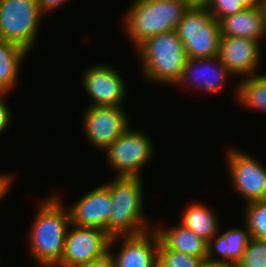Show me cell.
I'll list each match as a JSON object with an SVG mask.
<instances>
[{
  "label": "cell",
  "mask_w": 266,
  "mask_h": 267,
  "mask_svg": "<svg viewBox=\"0 0 266 267\" xmlns=\"http://www.w3.org/2000/svg\"><path fill=\"white\" fill-rule=\"evenodd\" d=\"M185 210L179 223L206 242L220 231L218 215L207 205L195 201L188 204Z\"/></svg>",
  "instance_id": "cell-19"
},
{
  "label": "cell",
  "mask_w": 266,
  "mask_h": 267,
  "mask_svg": "<svg viewBox=\"0 0 266 267\" xmlns=\"http://www.w3.org/2000/svg\"><path fill=\"white\" fill-rule=\"evenodd\" d=\"M61 201L51 194L40 203L28 232L29 253L41 267H55L63 255L70 216Z\"/></svg>",
  "instance_id": "cell-1"
},
{
  "label": "cell",
  "mask_w": 266,
  "mask_h": 267,
  "mask_svg": "<svg viewBox=\"0 0 266 267\" xmlns=\"http://www.w3.org/2000/svg\"><path fill=\"white\" fill-rule=\"evenodd\" d=\"M203 258L169 249L161 240L158 246V264L161 267H200Z\"/></svg>",
  "instance_id": "cell-23"
},
{
  "label": "cell",
  "mask_w": 266,
  "mask_h": 267,
  "mask_svg": "<svg viewBox=\"0 0 266 267\" xmlns=\"http://www.w3.org/2000/svg\"><path fill=\"white\" fill-rule=\"evenodd\" d=\"M208 0H202V6H206Z\"/></svg>",
  "instance_id": "cell-34"
},
{
  "label": "cell",
  "mask_w": 266,
  "mask_h": 267,
  "mask_svg": "<svg viewBox=\"0 0 266 267\" xmlns=\"http://www.w3.org/2000/svg\"><path fill=\"white\" fill-rule=\"evenodd\" d=\"M6 94H0V135L4 134L12 123V112L6 102Z\"/></svg>",
  "instance_id": "cell-26"
},
{
  "label": "cell",
  "mask_w": 266,
  "mask_h": 267,
  "mask_svg": "<svg viewBox=\"0 0 266 267\" xmlns=\"http://www.w3.org/2000/svg\"><path fill=\"white\" fill-rule=\"evenodd\" d=\"M188 8L182 0H135L121 24L136 49L151 36L176 30Z\"/></svg>",
  "instance_id": "cell-4"
},
{
  "label": "cell",
  "mask_w": 266,
  "mask_h": 267,
  "mask_svg": "<svg viewBox=\"0 0 266 267\" xmlns=\"http://www.w3.org/2000/svg\"><path fill=\"white\" fill-rule=\"evenodd\" d=\"M182 1H184L189 7L202 6V0H182Z\"/></svg>",
  "instance_id": "cell-32"
},
{
  "label": "cell",
  "mask_w": 266,
  "mask_h": 267,
  "mask_svg": "<svg viewBox=\"0 0 266 267\" xmlns=\"http://www.w3.org/2000/svg\"><path fill=\"white\" fill-rule=\"evenodd\" d=\"M200 267H231V266L204 260Z\"/></svg>",
  "instance_id": "cell-31"
},
{
  "label": "cell",
  "mask_w": 266,
  "mask_h": 267,
  "mask_svg": "<svg viewBox=\"0 0 266 267\" xmlns=\"http://www.w3.org/2000/svg\"><path fill=\"white\" fill-rule=\"evenodd\" d=\"M234 267H266V240L251 237Z\"/></svg>",
  "instance_id": "cell-24"
},
{
  "label": "cell",
  "mask_w": 266,
  "mask_h": 267,
  "mask_svg": "<svg viewBox=\"0 0 266 267\" xmlns=\"http://www.w3.org/2000/svg\"><path fill=\"white\" fill-rule=\"evenodd\" d=\"M43 16L36 0H0V40L32 51Z\"/></svg>",
  "instance_id": "cell-6"
},
{
  "label": "cell",
  "mask_w": 266,
  "mask_h": 267,
  "mask_svg": "<svg viewBox=\"0 0 266 267\" xmlns=\"http://www.w3.org/2000/svg\"><path fill=\"white\" fill-rule=\"evenodd\" d=\"M244 224L252 238L266 240V200L253 201L244 206Z\"/></svg>",
  "instance_id": "cell-22"
},
{
  "label": "cell",
  "mask_w": 266,
  "mask_h": 267,
  "mask_svg": "<svg viewBox=\"0 0 266 267\" xmlns=\"http://www.w3.org/2000/svg\"><path fill=\"white\" fill-rule=\"evenodd\" d=\"M72 267H115L114 260L109 251L105 255L91 261L78 263Z\"/></svg>",
  "instance_id": "cell-27"
},
{
  "label": "cell",
  "mask_w": 266,
  "mask_h": 267,
  "mask_svg": "<svg viewBox=\"0 0 266 267\" xmlns=\"http://www.w3.org/2000/svg\"><path fill=\"white\" fill-rule=\"evenodd\" d=\"M137 130L130 127L104 151L109 167L117 172L115 177H141L140 171L151 161L153 141Z\"/></svg>",
  "instance_id": "cell-7"
},
{
  "label": "cell",
  "mask_w": 266,
  "mask_h": 267,
  "mask_svg": "<svg viewBox=\"0 0 266 267\" xmlns=\"http://www.w3.org/2000/svg\"><path fill=\"white\" fill-rule=\"evenodd\" d=\"M67 207L70 223L82 227H95L108 233V220L112 208L110 189L102 184L89 190L81 199Z\"/></svg>",
  "instance_id": "cell-14"
},
{
  "label": "cell",
  "mask_w": 266,
  "mask_h": 267,
  "mask_svg": "<svg viewBox=\"0 0 266 267\" xmlns=\"http://www.w3.org/2000/svg\"><path fill=\"white\" fill-rule=\"evenodd\" d=\"M225 162L236 193L244 203L266 200V168L250 154L240 149L228 150Z\"/></svg>",
  "instance_id": "cell-8"
},
{
  "label": "cell",
  "mask_w": 266,
  "mask_h": 267,
  "mask_svg": "<svg viewBox=\"0 0 266 267\" xmlns=\"http://www.w3.org/2000/svg\"><path fill=\"white\" fill-rule=\"evenodd\" d=\"M220 33L221 36L244 37L260 42L266 37L263 8H245L223 18L220 21Z\"/></svg>",
  "instance_id": "cell-17"
},
{
  "label": "cell",
  "mask_w": 266,
  "mask_h": 267,
  "mask_svg": "<svg viewBox=\"0 0 266 267\" xmlns=\"http://www.w3.org/2000/svg\"><path fill=\"white\" fill-rule=\"evenodd\" d=\"M28 52L21 46L0 40V94H7L18 83L19 70Z\"/></svg>",
  "instance_id": "cell-20"
},
{
  "label": "cell",
  "mask_w": 266,
  "mask_h": 267,
  "mask_svg": "<svg viewBox=\"0 0 266 267\" xmlns=\"http://www.w3.org/2000/svg\"><path fill=\"white\" fill-rule=\"evenodd\" d=\"M69 0H36L41 12L46 13L53 12L56 8L60 7L63 3H67Z\"/></svg>",
  "instance_id": "cell-28"
},
{
  "label": "cell",
  "mask_w": 266,
  "mask_h": 267,
  "mask_svg": "<svg viewBox=\"0 0 266 267\" xmlns=\"http://www.w3.org/2000/svg\"><path fill=\"white\" fill-rule=\"evenodd\" d=\"M236 87L234 96L240 106L266 112V73L244 77Z\"/></svg>",
  "instance_id": "cell-21"
},
{
  "label": "cell",
  "mask_w": 266,
  "mask_h": 267,
  "mask_svg": "<svg viewBox=\"0 0 266 267\" xmlns=\"http://www.w3.org/2000/svg\"><path fill=\"white\" fill-rule=\"evenodd\" d=\"M176 32L184 45L187 58H210L219 54L220 22L206 6L189 7Z\"/></svg>",
  "instance_id": "cell-5"
},
{
  "label": "cell",
  "mask_w": 266,
  "mask_h": 267,
  "mask_svg": "<svg viewBox=\"0 0 266 267\" xmlns=\"http://www.w3.org/2000/svg\"><path fill=\"white\" fill-rule=\"evenodd\" d=\"M206 7L210 14L219 22L223 18L245 9L240 0H208Z\"/></svg>",
  "instance_id": "cell-25"
},
{
  "label": "cell",
  "mask_w": 266,
  "mask_h": 267,
  "mask_svg": "<svg viewBox=\"0 0 266 267\" xmlns=\"http://www.w3.org/2000/svg\"><path fill=\"white\" fill-rule=\"evenodd\" d=\"M245 8H259L263 6V0H240Z\"/></svg>",
  "instance_id": "cell-30"
},
{
  "label": "cell",
  "mask_w": 266,
  "mask_h": 267,
  "mask_svg": "<svg viewBox=\"0 0 266 267\" xmlns=\"http://www.w3.org/2000/svg\"><path fill=\"white\" fill-rule=\"evenodd\" d=\"M231 75L218 55L210 58H187L181 78L175 87L187 85L184 87L213 94L226 85Z\"/></svg>",
  "instance_id": "cell-15"
},
{
  "label": "cell",
  "mask_w": 266,
  "mask_h": 267,
  "mask_svg": "<svg viewBox=\"0 0 266 267\" xmlns=\"http://www.w3.org/2000/svg\"><path fill=\"white\" fill-rule=\"evenodd\" d=\"M263 11H264V18H265V25H266V0H263Z\"/></svg>",
  "instance_id": "cell-33"
},
{
  "label": "cell",
  "mask_w": 266,
  "mask_h": 267,
  "mask_svg": "<svg viewBox=\"0 0 266 267\" xmlns=\"http://www.w3.org/2000/svg\"><path fill=\"white\" fill-rule=\"evenodd\" d=\"M142 179V177H116L105 183L110 189L112 201L108 220V234L111 237L138 235L154 228L148 222L149 219L144 217L145 197Z\"/></svg>",
  "instance_id": "cell-3"
},
{
  "label": "cell",
  "mask_w": 266,
  "mask_h": 267,
  "mask_svg": "<svg viewBox=\"0 0 266 267\" xmlns=\"http://www.w3.org/2000/svg\"><path fill=\"white\" fill-rule=\"evenodd\" d=\"M159 239L169 248L206 260L207 242L182 224L173 227H154Z\"/></svg>",
  "instance_id": "cell-18"
},
{
  "label": "cell",
  "mask_w": 266,
  "mask_h": 267,
  "mask_svg": "<svg viewBox=\"0 0 266 267\" xmlns=\"http://www.w3.org/2000/svg\"><path fill=\"white\" fill-rule=\"evenodd\" d=\"M111 238L101 229L70 223L62 258L55 267H72L105 255L109 252Z\"/></svg>",
  "instance_id": "cell-10"
},
{
  "label": "cell",
  "mask_w": 266,
  "mask_h": 267,
  "mask_svg": "<svg viewBox=\"0 0 266 267\" xmlns=\"http://www.w3.org/2000/svg\"><path fill=\"white\" fill-rule=\"evenodd\" d=\"M136 48L143 79L162 85L177 84L187 56L176 30L151 36Z\"/></svg>",
  "instance_id": "cell-2"
},
{
  "label": "cell",
  "mask_w": 266,
  "mask_h": 267,
  "mask_svg": "<svg viewBox=\"0 0 266 267\" xmlns=\"http://www.w3.org/2000/svg\"><path fill=\"white\" fill-rule=\"evenodd\" d=\"M83 74L81 83L92 99L90 106H122L127 86L119 71L101 63L88 67Z\"/></svg>",
  "instance_id": "cell-11"
},
{
  "label": "cell",
  "mask_w": 266,
  "mask_h": 267,
  "mask_svg": "<svg viewBox=\"0 0 266 267\" xmlns=\"http://www.w3.org/2000/svg\"><path fill=\"white\" fill-rule=\"evenodd\" d=\"M13 174H8V173H0V202L2 201V199H4V196L8 193L10 186H11V182L14 181L12 176Z\"/></svg>",
  "instance_id": "cell-29"
},
{
  "label": "cell",
  "mask_w": 266,
  "mask_h": 267,
  "mask_svg": "<svg viewBox=\"0 0 266 267\" xmlns=\"http://www.w3.org/2000/svg\"><path fill=\"white\" fill-rule=\"evenodd\" d=\"M83 117L85 138L98 150L105 151L130 126L123 106H87Z\"/></svg>",
  "instance_id": "cell-9"
},
{
  "label": "cell",
  "mask_w": 266,
  "mask_h": 267,
  "mask_svg": "<svg viewBox=\"0 0 266 267\" xmlns=\"http://www.w3.org/2000/svg\"><path fill=\"white\" fill-rule=\"evenodd\" d=\"M117 241L123 243L117 253H114L113 248L114 244L117 245ZM159 241V236L154 228L138 235L113 236L109 251L115 267H156Z\"/></svg>",
  "instance_id": "cell-12"
},
{
  "label": "cell",
  "mask_w": 266,
  "mask_h": 267,
  "mask_svg": "<svg viewBox=\"0 0 266 267\" xmlns=\"http://www.w3.org/2000/svg\"><path fill=\"white\" fill-rule=\"evenodd\" d=\"M261 49L260 42L249 38L220 36L218 56L232 76L248 77L260 74L256 71L263 57Z\"/></svg>",
  "instance_id": "cell-13"
},
{
  "label": "cell",
  "mask_w": 266,
  "mask_h": 267,
  "mask_svg": "<svg viewBox=\"0 0 266 267\" xmlns=\"http://www.w3.org/2000/svg\"><path fill=\"white\" fill-rule=\"evenodd\" d=\"M220 233L207 242L206 260L234 267L251 239L250 232L245 225L243 229L232 228Z\"/></svg>",
  "instance_id": "cell-16"
}]
</instances>
